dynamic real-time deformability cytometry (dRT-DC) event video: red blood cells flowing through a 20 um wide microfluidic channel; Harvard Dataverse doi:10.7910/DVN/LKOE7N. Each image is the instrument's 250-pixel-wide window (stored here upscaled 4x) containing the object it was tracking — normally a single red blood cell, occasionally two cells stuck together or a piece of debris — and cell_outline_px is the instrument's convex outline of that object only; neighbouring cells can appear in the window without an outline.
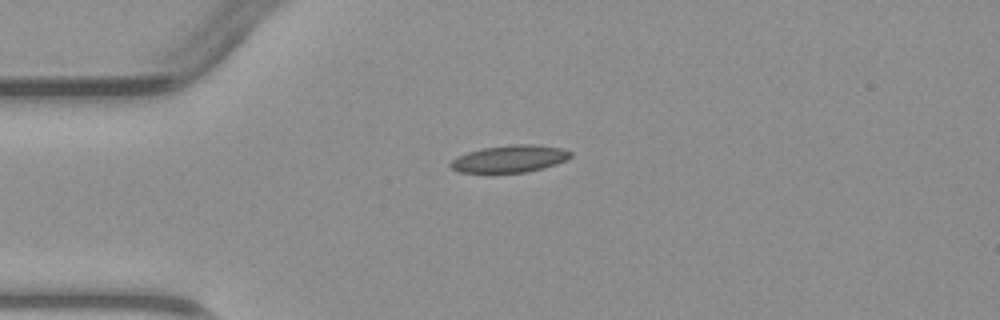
{"species": "common noctule bat (a hibernating species)", "species_latin": "Nyctalus noctula", "temperature_condition": "warm", "stored_images_in_passage": 5, "camera_frame_rate_fps": 3000, "um_per_image_px": 0.085, "animal": {"sex": "male", "body_mass_g": 23.1, "forearm_length_mm": 52.7}, "frame": {"image": 1, "passage_image": 5, "time_ms": 5.667, "image_size_px": [1000, 320], "cell_outline_px": [[572, 156], [556, 164], [544, 168], [524, 172], [460, 172], [452, 168], [448, 164], [456, 156], [468, 152], [484, 148], [512, 144], [532, 144], [564, 148], [572, 152]], "centroid_in_image_um": [43.34, 13.48], "position_along_channel_um": 41.7, "area_um2": 18.9}}